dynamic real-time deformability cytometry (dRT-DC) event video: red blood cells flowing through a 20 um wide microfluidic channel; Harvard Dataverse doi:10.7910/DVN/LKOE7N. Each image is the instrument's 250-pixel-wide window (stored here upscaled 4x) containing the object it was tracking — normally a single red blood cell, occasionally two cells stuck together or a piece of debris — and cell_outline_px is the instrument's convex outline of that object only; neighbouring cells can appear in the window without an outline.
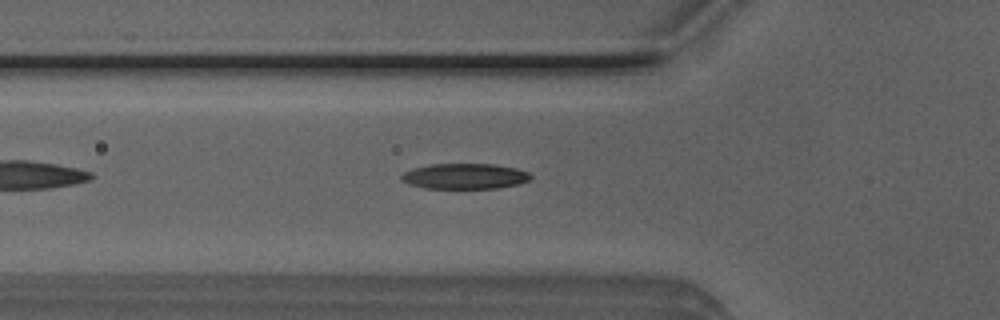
{"species": "Egyptian fruit bat (a non-hibernating species)", "species_latin": "Rousettus aegyptiacus", "temperature_condition": "room temperature", "stored_images_in_passage": 33, "camera_frame_rate_fps": 3000, "um_per_image_px": 0.085, "animal": {"sex": "male"}, "frame": {"image": 1, "passage_image": 3, "time_ms": 0.667, "image_size_px": [1000, 320], "cell_outline_px": [[532, 176], [528, 180], [520, 184], [500, 188], [424, 188], [408, 184], [400, 180], [400, 176], [404, 172], [412, 168], [428, 164], [492, 164], [516, 168], [528, 172]], "centroid_in_image_um": [39.47, 14.98], "position_along_channel_um": 86.3, "area_um2": 19.36}}
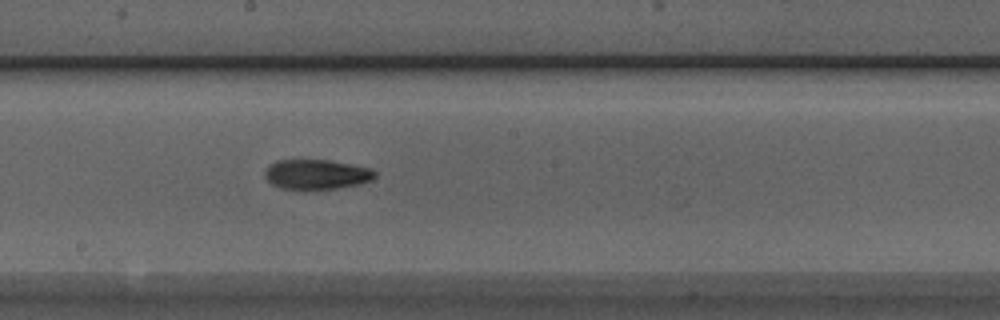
{"frame": {"image": 2, "passage_image": 13, "time_ms": 4.0, "image_size_px": [1000, 320], "cell_outline_px": [[376, 176], [372, 180], [360, 184], [336, 188], [280, 188], [272, 184], [264, 176], [264, 172], [268, 164], [276, 160], [328, 160], [352, 164], [372, 168], [376, 172]], "centroid_in_image_um": [26.91, 14.8], "position_along_channel_um": 221.3, "area_um2": 19.07}}
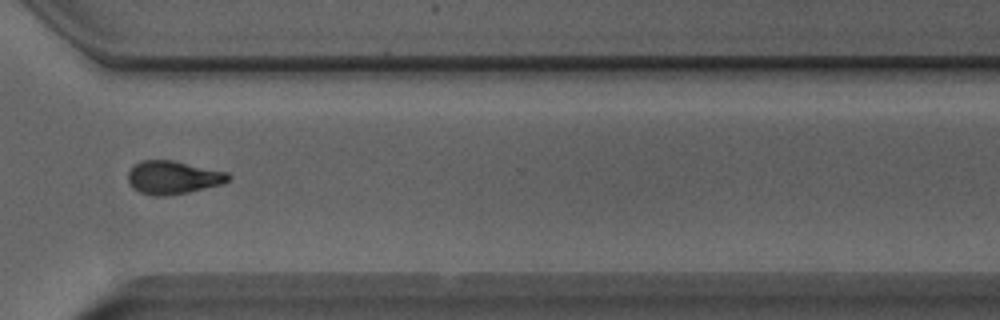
{"frame": {"image": 3, "passage_image": 23, "time_ms": 7.333, "image_size_px": [1000, 320], "cell_outline_px": [[232, 176], [224, 184], [188, 192], [164, 196], [156, 196], [140, 192], [132, 188], [128, 180], [128, 172], [140, 160], [172, 160], [228, 172]], "centroid_in_image_um": [14.73, 15.08], "position_along_channel_um": 355.9, "area_um2": 19.42}, "authors_computed_cell_mechanics": {"area_um2": 19.1896, "velocity_mm_per_s": 4.0403, "shape_relaxation_time_tau1_ms": 4.96, "shape_relaxation_time_tau2_ms": 2.5281, "deformation_change_tau1": 0.1923, "deformation_change_tau2": 0.0944}}